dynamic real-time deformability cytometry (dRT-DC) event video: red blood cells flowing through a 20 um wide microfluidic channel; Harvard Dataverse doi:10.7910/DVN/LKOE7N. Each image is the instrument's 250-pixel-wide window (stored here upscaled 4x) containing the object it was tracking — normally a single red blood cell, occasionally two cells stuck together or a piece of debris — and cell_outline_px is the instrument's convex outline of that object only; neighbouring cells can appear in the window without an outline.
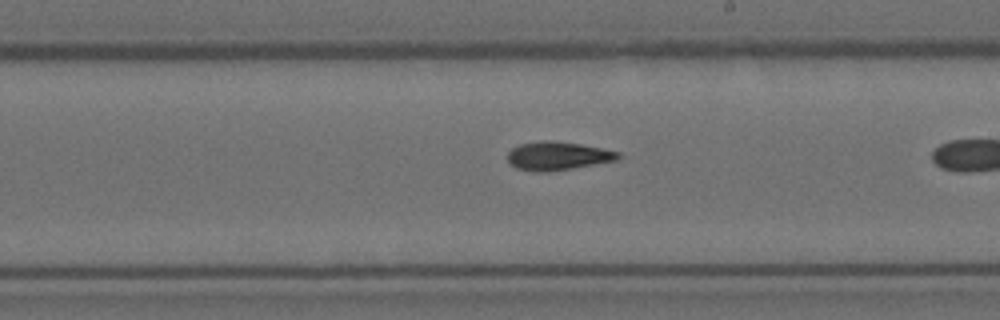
{"species": "Egyptian fruit bat (a non-hibernating species)", "species_latin": "Rousettus aegyptiacus", "temperature_condition": "room temperature", "stored_images_in_passage": 36, "camera_frame_rate_fps": 3000, "um_per_image_px": 0.085, "animal": {"sex": "female"}, "frame": {"image": 1, "passage_image": 26, "time_ms": 8.333, "image_size_px": [1000, 320], "cell_outline_px": [[624, 156], [620, 160], [572, 168], [544, 172], [536, 172], [516, 168], [508, 160], [508, 152], [512, 148], [520, 144], [540, 140], [552, 140], [580, 144], [620, 152]], "centroid_in_image_um": [47.45, 13.25], "position_along_channel_um": 241.6, "area_um2": 18.44}}